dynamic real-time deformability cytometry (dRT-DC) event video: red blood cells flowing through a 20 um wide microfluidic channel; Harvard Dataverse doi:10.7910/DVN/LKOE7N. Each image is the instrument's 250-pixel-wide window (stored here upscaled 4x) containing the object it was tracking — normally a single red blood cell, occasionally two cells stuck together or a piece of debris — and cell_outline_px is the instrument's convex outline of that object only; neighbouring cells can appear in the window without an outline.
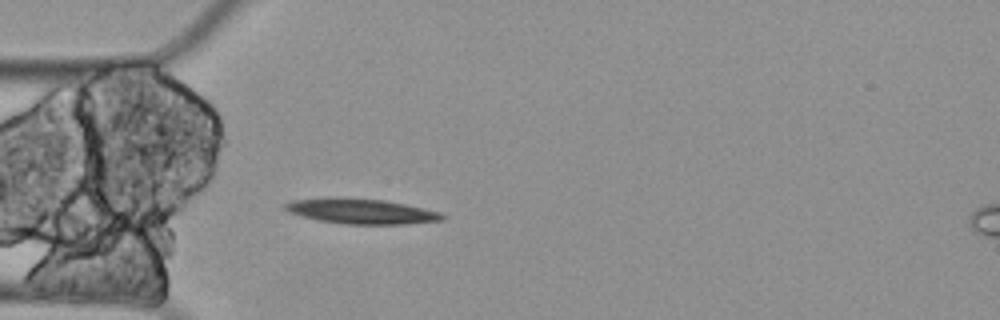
{"species": "Egyptian fruit bat (a non-hibernating species)", "species_latin": "Rousettus aegyptiacus", "temperature_condition": "cold", "stored_images_in_passage": 2, "camera_frame_rate_fps": 3000, "um_per_image_px": 0.085, "animal": {"sex": "female"}, "frame": {"image": 1, "passage_image": 2, "time_ms": 0.333, "image_size_px": [1000, 320], "cell_outline_px": [[444, 220], [400, 224], [344, 224], [320, 220], [288, 212], [284, 208], [284, 204], [292, 200], [328, 196], [336, 196], [384, 200], [404, 204], [440, 212], [444, 216]], "centroid_in_image_um": [30.64, 17.93], "position_along_channel_um": 54.4, "area_um2": 23.06}}